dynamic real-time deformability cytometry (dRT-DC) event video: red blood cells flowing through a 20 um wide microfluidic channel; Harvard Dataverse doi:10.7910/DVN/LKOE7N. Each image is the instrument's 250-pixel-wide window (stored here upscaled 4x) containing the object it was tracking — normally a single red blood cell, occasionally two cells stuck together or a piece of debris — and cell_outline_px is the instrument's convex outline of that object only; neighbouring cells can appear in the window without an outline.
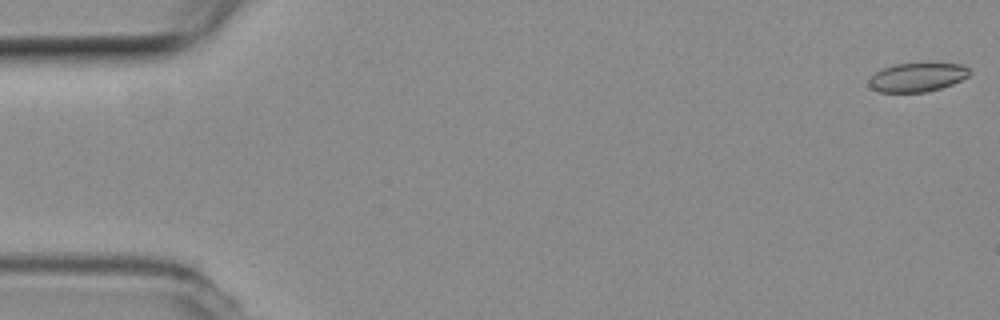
{"species": "common noctule bat (a hibernating species)", "species_latin": "Nyctalus noctula", "temperature_condition": "room temperature", "stored_images_in_passage": 10, "camera_frame_rate_fps": 3000, "um_per_image_px": 0.085, "animal": {"sex": "female", "body_mass_g": 19.3, "forearm_length_mm": 54.1}, "frame": {"image": 1, "passage_image": 1, "time_ms": 0.0, "image_size_px": [1000, 320], "cell_outline_px": [[972, 72], [968, 76], [952, 84], [940, 88], [924, 92], [880, 92], [872, 88], [868, 84], [868, 80], [876, 72], [884, 68], [896, 64], [960, 64], [968, 68]], "centroid_in_image_um": [77.96, 6.58], "position_along_channel_um": 7.0, "area_um2": 16.59}}